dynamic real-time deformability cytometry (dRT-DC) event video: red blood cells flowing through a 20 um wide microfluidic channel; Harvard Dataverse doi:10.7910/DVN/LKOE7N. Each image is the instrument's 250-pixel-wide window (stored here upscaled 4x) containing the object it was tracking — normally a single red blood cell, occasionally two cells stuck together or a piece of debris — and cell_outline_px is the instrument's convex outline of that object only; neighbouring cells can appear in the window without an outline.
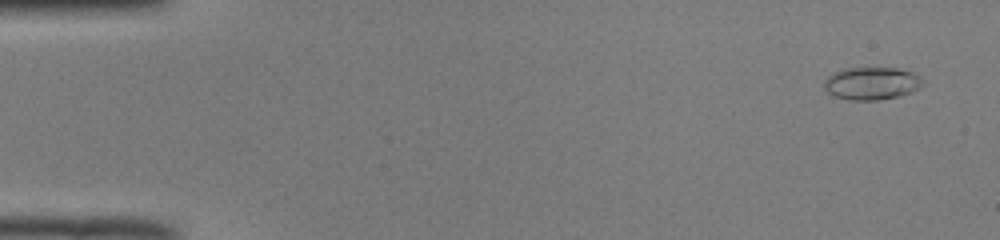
{"species": "common noctule bat (a hibernating species)", "species_latin": "Nyctalus noctula", "temperature_condition": "room temperature", "stored_images_in_passage": 50, "camera_frame_rate_fps": 3000, "um_per_image_px": 0.085, "animal": {"sex": "male", "body_mass_g": 19.0, "forearm_length_mm": 50.8}, "frame": {"image": 1, "passage_image": 1, "time_ms": 0.0, "image_size_px": [1000, 240], "cell_outline_px": [[924, 84], [900, 96], [876, 100], [852, 100], [836, 96], [828, 92], [824, 88], [824, 80], [832, 72], [844, 68], [896, 68], [912, 72], [920, 76], [924, 80]], "centroid_in_image_um": [74.07, 7.07], "position_along_channel_um": 10.9, "area_um2": 18.67}}
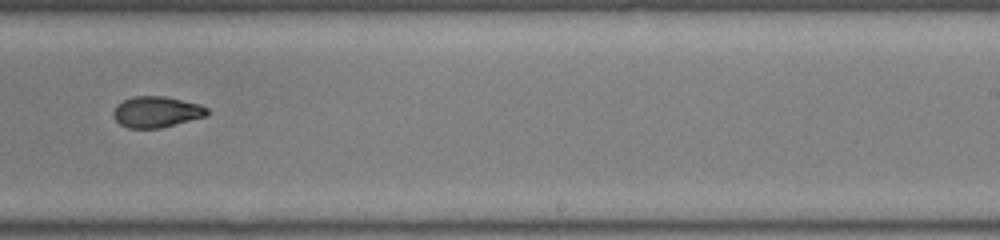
{"frame": {"image": 2, "passage_image": 31, "time_ms": 10.0, "image_size_px": [1000, 240], "cell_outline_px": [[208, 116], [160, 128], [128, 128], [120, 124], [112, 116], [112, 112], [116, 104], [132, 96], [164, 96], [200, 104], [208, 108]], "centroid_in_image_um": [13.29, 9.51], "position_along_channel_um": 275.7, "area_um2": 17.11}}
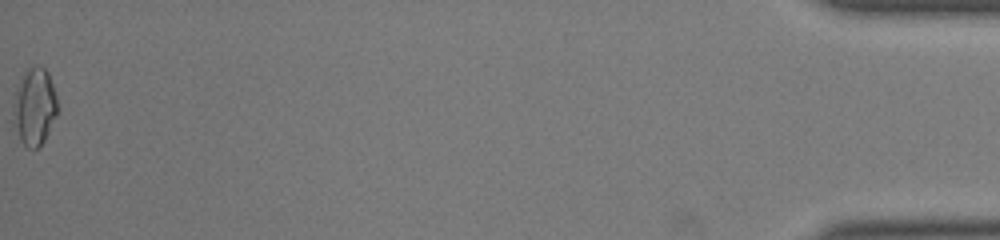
{"frame": {"image": 3, "passage_image": 50, "time_ms": 16.333, "image_size_px": [1000, 240], "cell_outline_px": [[56, 116], [44, 140], [36, 148], [28, 148], [20, 140], [12, 124], [12, 104], [20, 80], [24, 72], [28, 68], [36, 64], [40, 64], [48, 72], [56, 92]], "centroid_in_image_um": [2.9, 9.04], "position_along_channel_um": 432.3, "area_um2": 20.06}, "authors_computed_cell_mechanics": {"area_um2": 17.5423, "velocity_mm_per_s": 4.0056, "shape_relaxation_time_tau1_ms": null, "shape_relaxation_time_tau2_ms": 3.4339, "deformation_change_tau1": null, "deformation_change_tau2": 0.0791}}